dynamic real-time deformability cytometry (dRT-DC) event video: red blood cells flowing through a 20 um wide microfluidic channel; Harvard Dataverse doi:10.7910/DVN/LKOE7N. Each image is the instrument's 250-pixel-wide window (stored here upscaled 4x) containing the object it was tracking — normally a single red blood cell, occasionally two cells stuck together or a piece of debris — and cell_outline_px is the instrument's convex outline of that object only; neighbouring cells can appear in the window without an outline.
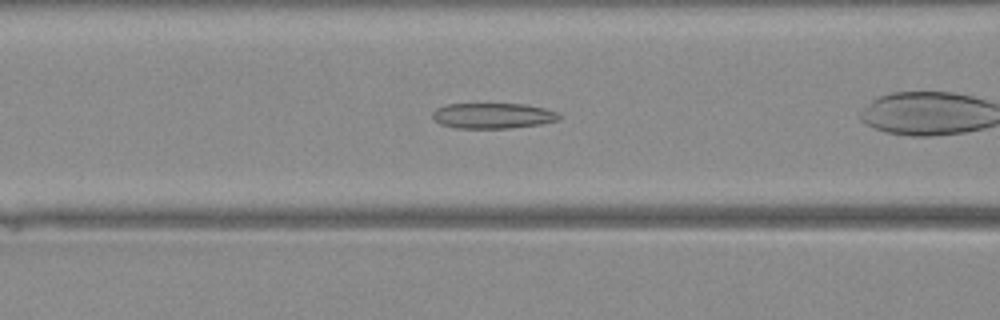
{"species": "Egyptian fruit bat (a non-hibernating species)", "species_latin": "Rousettus aegyptiacus", "temperature_condition": "warm", "stored_images_in_passage": 24, "camera_frame_rate_fps": 3000, "um_per_image_px": 0.085, "animal": {"sex": "female"}, "frame": {"image": 1, "passage_image": 4, "time_ms": 1.0, "image_size_px": [1000, 320], "cell_outline_px": [[564, 116], [560, 120], [540, 124], [512, 128], [456, 128], [440, 124], [432, 116], [432, 112], [436, 108], [444, 104], [524, 104], [544, 108], [560, 112]], "centroid_in_image_um": [41.94, 9.83], "position_along_channel_um": 124.7, "area_um2": 19.07}}
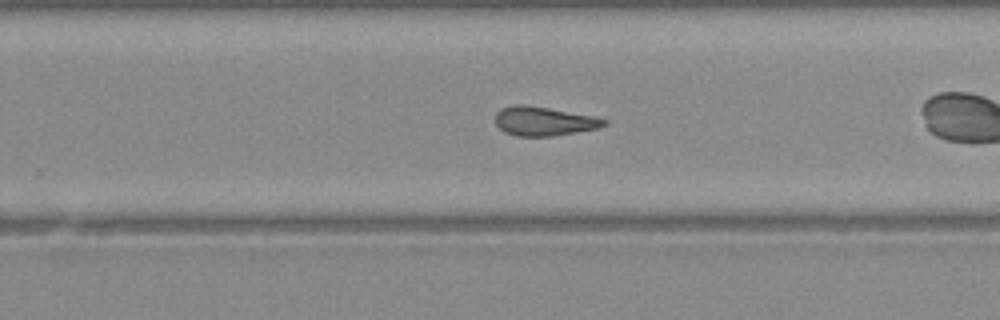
{"frame": {"image": 2, "passage_image": 14, "time_ms": 4.333, "image_size_px": [1000, 320], "cell_outline_px": [[608, 124], [600, 128], [552, 136], [516, 136], [504, 132], [496, 124], [496, 112], [500, 108], [512, 104], [524, 104], [548, 108], [592, 116], [608, 120]], "centroid_in_image_um": [46.21, 10.3], "position_along_channel_um": 283.6, "area_um2": 18.44}}